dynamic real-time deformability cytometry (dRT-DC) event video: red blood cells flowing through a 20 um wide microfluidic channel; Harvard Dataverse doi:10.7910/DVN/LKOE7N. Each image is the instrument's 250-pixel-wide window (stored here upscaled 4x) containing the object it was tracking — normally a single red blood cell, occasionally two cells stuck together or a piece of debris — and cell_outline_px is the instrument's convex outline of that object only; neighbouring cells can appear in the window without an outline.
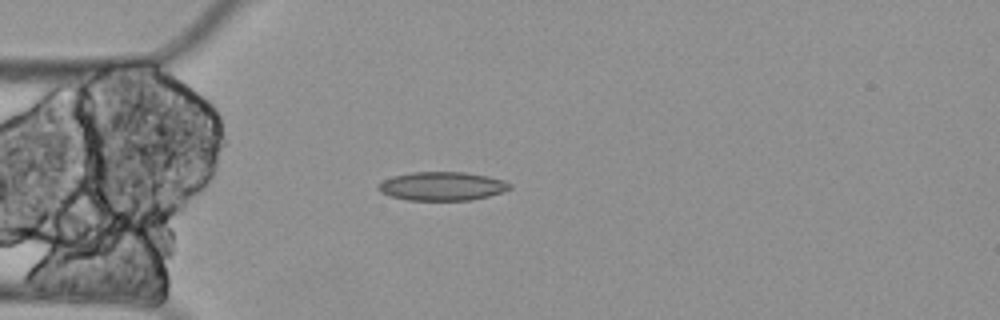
{"species": "Egyptian fruit bat (a non-hibernating species)", "species_latin": "Rousettus aegyptiacus", "temperature_condition": "cold", "stored_images_in_passage": 4, "camera_frame_rate_fps": 3000, "um_per_image_px": 0.085, "animal": {"sex": "female"}, "frame": {"image": 1, "passage_image": 4, "time_ms": 1.0, "image_size_px": [1000, 320], "cell_outline_px": [[512, 188], [488, 196], [468, 200], [408, 200], [392, 196], [380, 192], [376, 188], [384, 180], [392, 176], [412, 172], [464, 172], [488, 176], [504, 180], [512, 184]], "centroid_in_image_um": [37.59, 15.82], "position_along_channel_um": 47.4, "area_um2": 21.85}}